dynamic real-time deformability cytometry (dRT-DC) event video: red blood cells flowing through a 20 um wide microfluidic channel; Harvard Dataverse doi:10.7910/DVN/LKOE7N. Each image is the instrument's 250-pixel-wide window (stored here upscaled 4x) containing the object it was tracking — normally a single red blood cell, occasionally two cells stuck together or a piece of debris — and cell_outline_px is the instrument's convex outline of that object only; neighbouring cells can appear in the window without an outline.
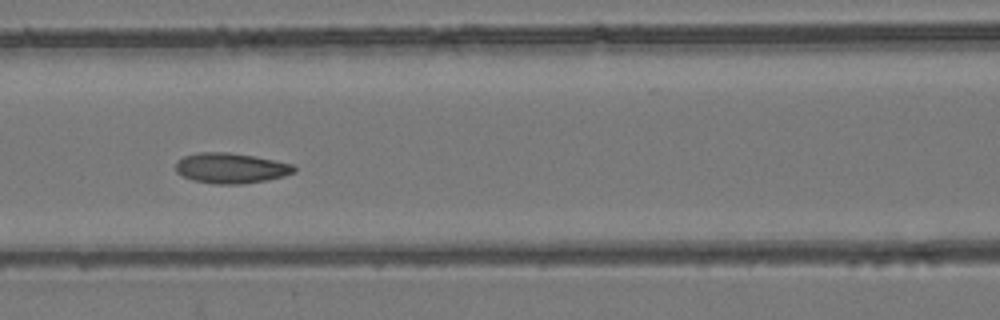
{"species": "common noctule bat (a hibernating species)", "species_latin": "Nyctalus noctula", "temperature_condition": "room temperature", "stored_images_in_passage": 8, "camera_frame_rate_fps": 3000, "um_per_image_px": 0.085, "animal": {"sex": "female", "body_mass_g": 24.6, "forearm_length_mm": 56.2}, "frame": {"image": 1, "passage_image": 7, "time_ms": 2.0, "image_size_px": [1000, 320], "cell_outline_px": [[296, 172], [284, 176], [268, 180], [240, 184], [216, 184], [192, 180], [176, 172], [176, 164], [184, 156], [200, 152], [228, 152], [252, 156], [292, 164], [296, 168]], "centroid_in_image_um": [19.64, 14.3], "position_along_channel_um": 147.0, "area_um2": 20.75}}
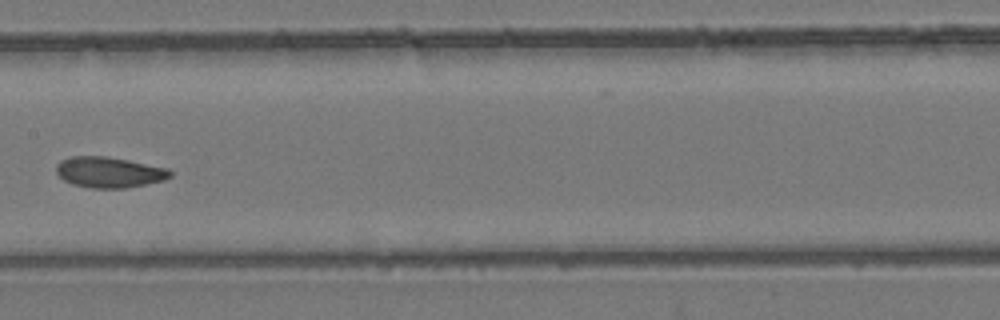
{"frame": {"image": 2, "passage_image": 8, "time_ms": 2.333, "image_size_px": [1000, 320], "cell_outline_px": [[172, 176], [164, 180], [124, 188], [92, 188], [72, 184], [64, 180], [56, 172], [56, 164], [60, 160], [68, 156], [104, 156], [128, 160], [168, 168], [172, 172]], "centroid_in_image_um": [9.25, 14.63], "position_along_channel_um": 198.1, "area_um2": 20.4}}